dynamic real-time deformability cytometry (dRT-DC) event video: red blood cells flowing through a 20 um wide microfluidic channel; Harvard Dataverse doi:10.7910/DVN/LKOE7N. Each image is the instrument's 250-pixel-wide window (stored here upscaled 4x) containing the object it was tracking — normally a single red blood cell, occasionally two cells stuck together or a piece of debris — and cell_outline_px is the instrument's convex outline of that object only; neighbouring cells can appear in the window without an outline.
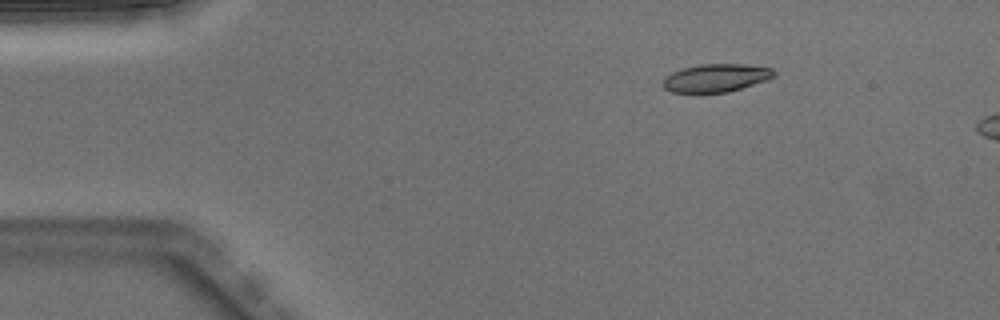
{"species": "Egyptian fruit bat (a non-hibernating species)", "species_latin": "Rousettus aegyptiacus", "temperature_condition": "warm", "stored_images_in_passage": 4, "camera_frame_rate_fps": 3000, "um_per_image_px": 0.085, "animal": {"sex": "male"}, "frame": {"image": 1, "passage_image": 2, "time_ms": 0.333, "image_size_px": [1000, 320], "cell_outline_px": [[776, 76], [768, 80], [728, 92], [672, 92], [664, 88], [660, 84], [664, 76], [672, 72], [684, 68], [700, 64], [744, 64], [772, 68], [776, 72]], "centroid_in_image_um": [60.86, 6.62], "position_along_channel_um": 24.1, "area_um2": 18.26}}